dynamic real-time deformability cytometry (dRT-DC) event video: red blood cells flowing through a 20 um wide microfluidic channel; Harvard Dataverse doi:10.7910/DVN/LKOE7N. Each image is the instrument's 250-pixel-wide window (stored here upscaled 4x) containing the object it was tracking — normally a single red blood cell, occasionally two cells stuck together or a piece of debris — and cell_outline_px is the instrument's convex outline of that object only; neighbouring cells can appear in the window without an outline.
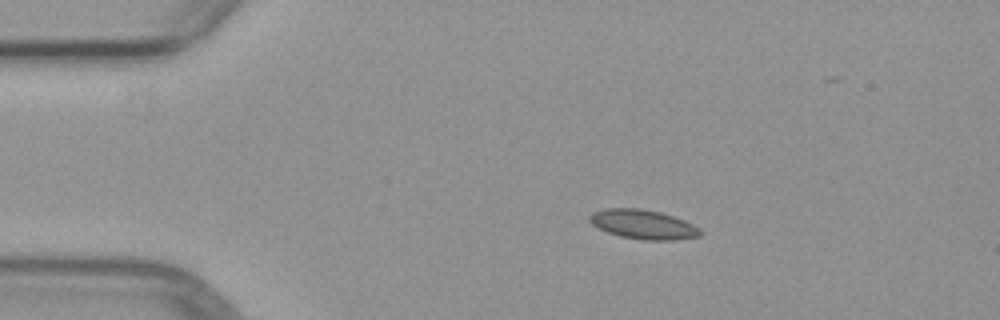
{"species": "common noctule bat (a hibernating species)", "species_latin": "Nyctalus noctula", "temperature_condition": "warm", "stored_images_in_passage": 5, "camera_frame_rate_fps": 3000, "um_per_image_px": 0.085, "animal": {"sex": "female", "body_mass_g": 29.2, "forearm_length_mm": 56.3}, "frame": {"image": 1, "passage_image": 2, "time_ms": 1.333, "image_size_px": [1000, 320], "cell_outline_px": [[704, 232], [700, 236], [676, 240], [644, 240], [620, 236], [608, 232], [592, 224], [588, 220], [588, 216], [592, 212], [604, 208], [640, 208], [660, 212], [684, 220], [700, 228]], "centroid_in_image_um": [54.67, 19.07], "position_along_channel_um": 30.3, "area_um2": 19.02}}
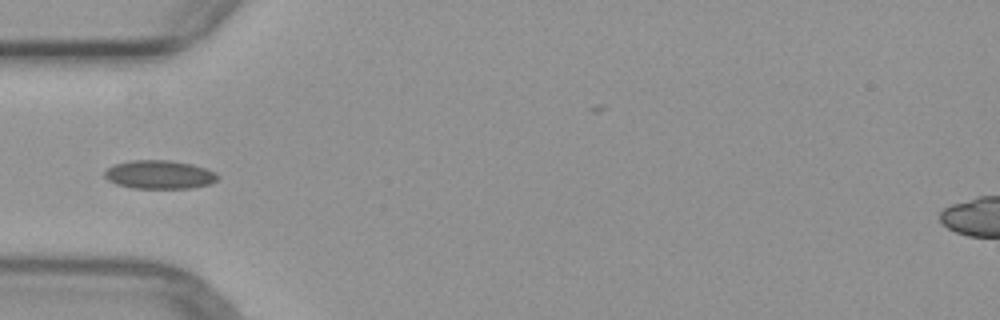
{"frame": {"image": 2, "passage_image": 4, "time_ms": 3.667, "image_size_px": [1000, 320], "cell_outline_px": [[220, 176], [212, 184], [192, 188], [132, 188], [116, 184], [108, 180], [104, 176], [104, 172], [112, 164], [132, 160], [172, 160], [192, 164], [216, 172]], "centroid_in_image_um": [13.56, 14.84], "position_along_channel_um": 71.4, "area_um2": 19.02}}
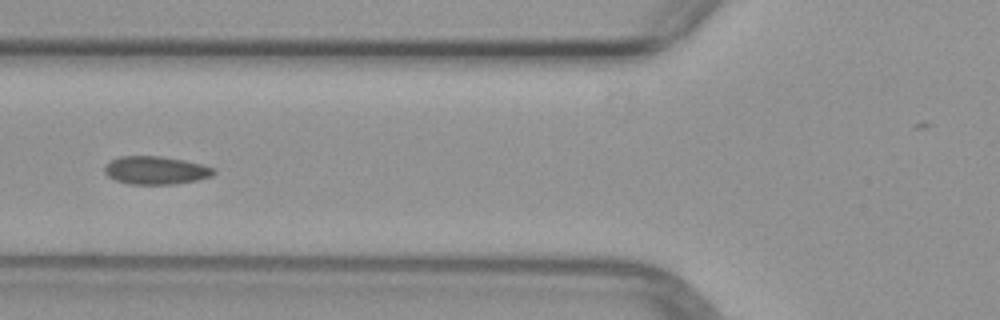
{"frame": {"image": 3, "passage_image": 5, "time_ms": 4.667, "image_size_px": [1000, 320], "cell_outline_px": [[216, 172], [212, 176], [196, 180], [176, 184], [128, 184], [116, 180], [108, 176], [104, 172], [104, 168], [112, 160], [120, 156], [160, 156], [184, 160], [216, 168]], "centroid_in_image_um": [13.26, 14.48], "position_along_channel_um": 112.5, "area_um2": 17.8}}